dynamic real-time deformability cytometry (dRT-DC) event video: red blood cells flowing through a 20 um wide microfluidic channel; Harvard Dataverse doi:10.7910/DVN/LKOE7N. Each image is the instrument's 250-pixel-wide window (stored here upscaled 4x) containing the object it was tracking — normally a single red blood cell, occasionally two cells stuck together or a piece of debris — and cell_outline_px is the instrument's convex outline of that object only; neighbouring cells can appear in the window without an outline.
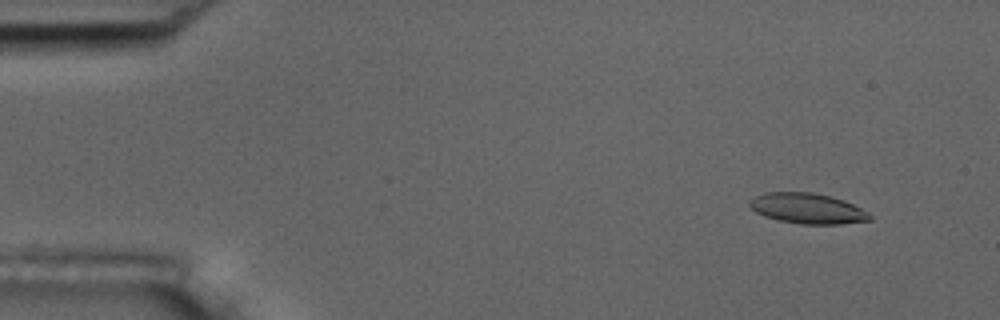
{"species": "common noctule bat (a hibernating species)", "species_latin": "Nyctalus noctula", "temperature_condition": "room temperature", "stored_images_in_passage": 55, "camera_frame_rate_fps": 3000, "um_per_image_px": 0.085, "animal": {"sex": "male", "body_mass_g": 17.5, "forearm_length_mm": 52.3}, "frame": {"image": 1, "passage_image": 5, "time_ms": 1.333, "image_size_px": [1000, 320], "cell_outline_px": [[872, 220], [840, 224], [800, 224], [776, 220], [764, 216], [756, 212], [748, 204], [756, 196], [764, 192], [812, 192], [844, 200], [868, 212], [872, 216]], "centroid_in_image_um": [68.64, 17.72], "position_along_channel_um": 16.4, "area_um2": 21.27}}
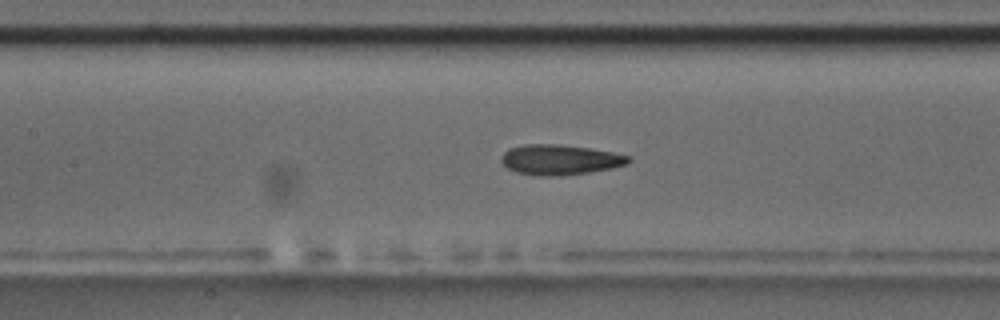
{"frame": {"image": 2, "passage_image": 25, "time_ms": 8.0, "image_size_px": [1000, 320], "cell_outline_px": [[632, 160], [628, 164], [612, 168], [588, 172], [556, 176], [540, 176], [516, 172], [508, 168], [500, 160], [500, 156], [508, 148], [524, 144], [560, 144], [588, 148], [612, 152], [628, 156]], "centroid_in_image_um": [47.56, 13.57], "position_along_channel_um": 159.8, "area_um2": 22.37}}
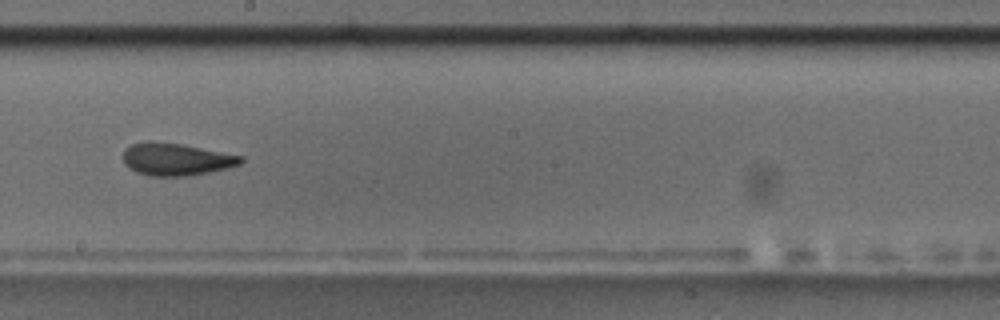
{"frame": {"image": 3, "passage_image": 31, "time_ms": 10.0, "image_size_px": [1000, 320], "cell_outline_px": [[244, 160], [240, 164], [228, 168], [188, 176], [148, 176], [136, 172], [128, 168], [124, 164], [124, 148], [132, 144], [180, 144], [244, 156]], "centroid_in_image_um": [15.01, 13.59], "position_along_channel_um": 233.2, "area_um2": 21.62}, "authors_computed_cell_mechanics": {"area_um2": 22.253, "velocity_mm_per_s": 3.6991, "shape_relaxation_time_tau1_ms": 7.669, "shape_relaxation_time_tau2_ms": 2.2462, "deformation_change_tau1": 0.1885, "deformation_change_tau2": 0.0873}}